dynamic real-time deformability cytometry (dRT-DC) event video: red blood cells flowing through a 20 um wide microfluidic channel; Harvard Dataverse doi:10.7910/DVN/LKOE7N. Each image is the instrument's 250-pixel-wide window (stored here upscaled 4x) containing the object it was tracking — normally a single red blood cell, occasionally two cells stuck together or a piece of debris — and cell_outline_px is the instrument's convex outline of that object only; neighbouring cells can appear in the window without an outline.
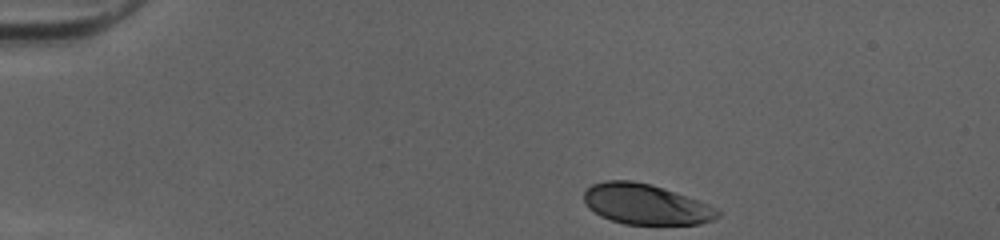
{"species": "human", "species_latin": "Homo sapiens", "temperature_condition": "cold", "stored_images_in_passage": 34, "camera_frame_rate_fps": 3000, "um_per_image_px": 0.085, "donor": {"sex": "female"}, "frame": {"image": 1, "passage_image": 1, "time_ms": 0.0, "image_size_px": [1000, 240], "cell_outline_px": [[720, 216], [712, 220], [700, 224], [624, 224], [600, 216], [588, 208], [584, 200], [584, 192], [592, 184], [604, 180], [632, 180], [652, 184], [664, 188], [708, 204], [716, 208], [720, 212]], "centroid_in_image_um": [54.87, 17.35], "position_along_channel_um": 30.1, "area_um2": 31.5}}
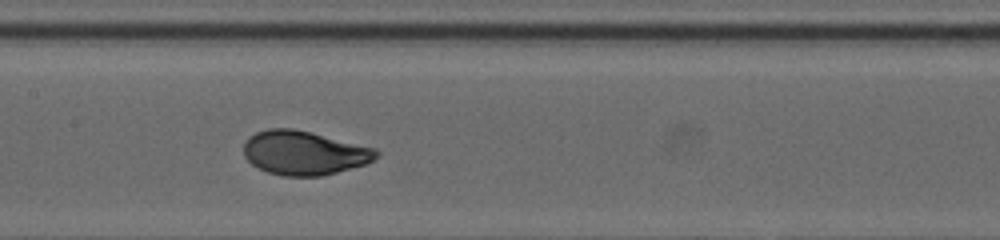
{"frame": {"image": 2, "passage_image": 18, "time_ms": 5.667, "image_size_px": [1000, 240], "cell_outline_px": [[380, 152], [368, 164], [320, 176], [284, 176], [268, 172], [252, 164], [244, 156], [244, 140], [248, 136], [256, 132], [268, 128], [292, 128], [312, 132], [376, 148]], "centroid_in_image_um": [25.84, 12.98], "position_along_channel_um": 181.6, "area_um2": 34.16}}
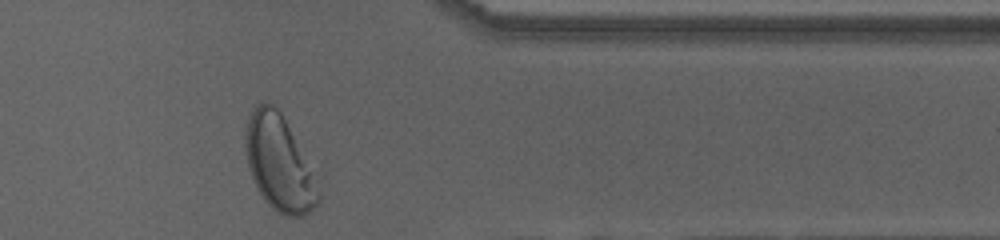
{"frame": {"image": 3, "passage_image": 34, "time_ms": 11.0, "image_size_px": [1000, 240], "cell_outline_px": [[320, 200], [308, 212], [300, 216], [284, 216], [276, 212], [264, 200], [256, 188], [248, 168], [244, 148], [244, 136], [248, 116], [256, 104], [276, 104], [320, 192]], "centroid_in_image_um": [23.63, 13.9], "position_along_channel_um": 387.8, "area_um2": 39.42}, "authors_computed_cell_mechanics": {"area_um2": 33.8708, "velocity_mm_per_s": 4.0352, "shape_relaxation_time_tau1_ms": 2.9297, "shape_relaxation_time_tau2_ms": null, "deformation_change_tau1": 0.1606, "deformation_change_tau2": null}}